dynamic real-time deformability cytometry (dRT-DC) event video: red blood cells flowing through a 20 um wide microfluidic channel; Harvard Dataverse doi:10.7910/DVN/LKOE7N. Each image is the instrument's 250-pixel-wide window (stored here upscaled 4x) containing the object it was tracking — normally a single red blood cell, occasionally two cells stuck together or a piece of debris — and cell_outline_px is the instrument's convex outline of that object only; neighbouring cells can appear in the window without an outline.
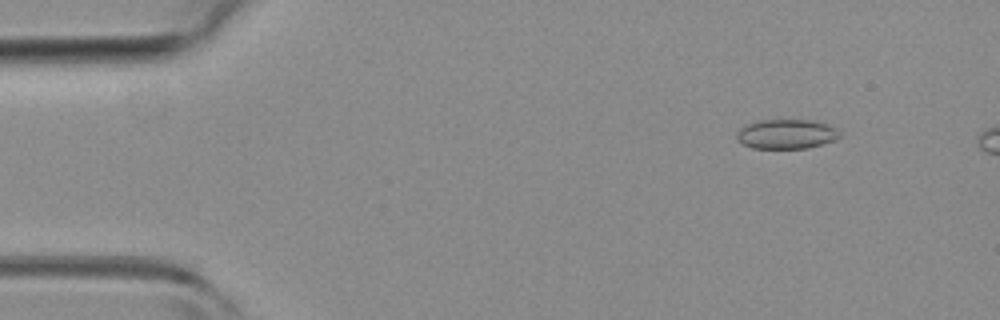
{"species": "common noctule bat (a hibernating species)", "species_latin": "Nyctalus noctula", "temperature_condition": "room temperature", "stored_images_in_passage": 44, "camera_frame_rate_fps": 3000, "um_per_image_px": 0.085, "animal": {"sex": "female", "body_mass_g": 19.3, "forearm_length_mm": 54.1}, "frame": {"image": 1, "passage_image": 2, "time_ms": 0.333, "image_size_px": [1000, 320], "cell_outline_px": [[840, 136], [836, 140], [808, 148], [752, 148], [744, 144], [736, 136], [736, 132], [740, 128], [748, 124], [760, 120], [812, 120], [836, 128], [840, 132]], "centroid_in_image_um": [66.86, 11.4], "position_along_channel_um": 18.1, "area_um2": 17.57}}
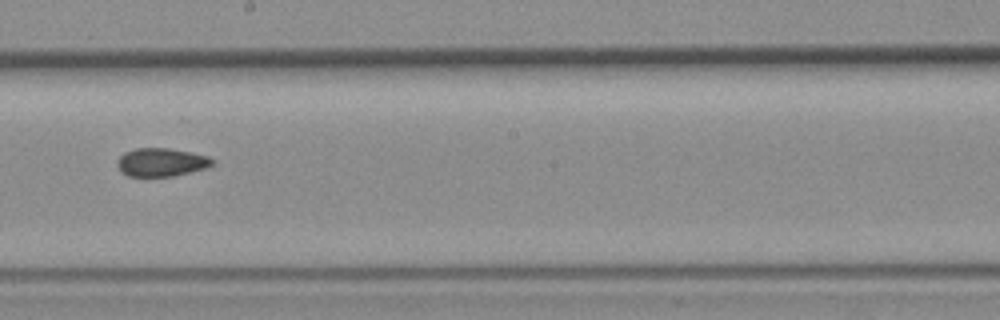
{"frame": {"image": 2, "passage_image": 25, "time_ms": 8.0, "image_size_px": [1000, 320], "cell_outline_px": [[216, 160], [212, 164], [204, 168], [172, 176], [128, 176], [120, 172], [116, 164], [116, 160], [124, 152], [136, 148], [168, 148], [192, 152], [208, 156]], "centroid_in_image_um": [13.67, 13.78], "position_along_channel_um": 234.5, "area_um2": 15.72}}
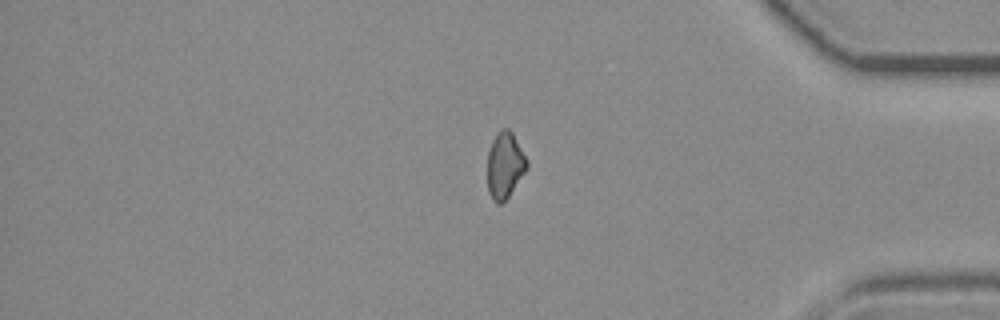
{"frame": {"image": 3, "passage_image": 39, "time_ms": 12.667, "image_size_px": [1000, 320], "cell_outline_px": [[528, 168], [508, 196], [500, 204], [496, 204], [492, 200], [488, 192], [488, 152], [492, 140], [500, 128], [508, 128], [512, 132], [528, 160]], "centroid_in_image_um": [42.91, 14.03], "position_along_channel_um": 392.3, "area_um2": 15.26}}